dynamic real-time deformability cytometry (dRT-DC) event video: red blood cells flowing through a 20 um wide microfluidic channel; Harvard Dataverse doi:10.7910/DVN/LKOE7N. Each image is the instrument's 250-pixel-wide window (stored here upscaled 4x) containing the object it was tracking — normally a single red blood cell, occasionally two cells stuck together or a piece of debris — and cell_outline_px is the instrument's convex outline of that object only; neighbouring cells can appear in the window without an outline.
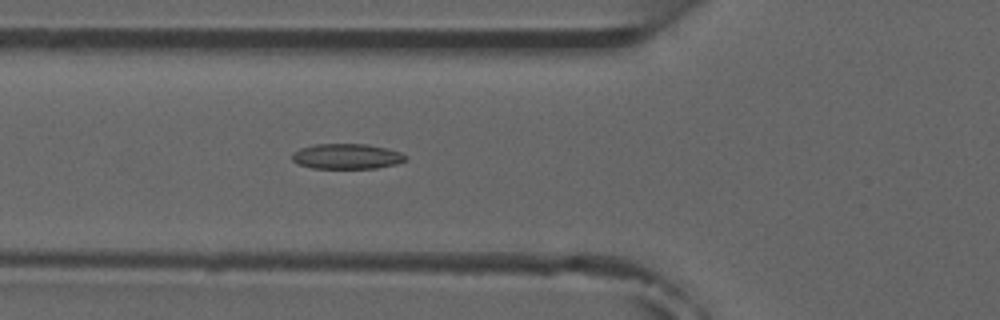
{"species": "common noctule bat (a hibernating species)", "species_latin": "Nyctalus noctula", "temperature_condition": "room temperature", "stored_images_in_passage": 5, "camera_frame_rate_fps": 3000, "um_per_image_px": 0.085, "animal": {"sex": "male", "forearm_length_mm": 52.5}, "frame": {"image": 1, "passage_image": 5, "time_ms": 4.667, "image_size_px": [1000, 320], "cell_outline_px": [[408, 160], [396, 164], [376, 168], [312, 168], [300, 164], [292, 160], [292, 152], [300, 148], [312, 144], [368, 144], [388, 148], [400, 152], [408, 156]], "centroid_in_image_um": [29.5, 13.28], "position_along_channel_um": 96.3, "area_um2": 16.88}}